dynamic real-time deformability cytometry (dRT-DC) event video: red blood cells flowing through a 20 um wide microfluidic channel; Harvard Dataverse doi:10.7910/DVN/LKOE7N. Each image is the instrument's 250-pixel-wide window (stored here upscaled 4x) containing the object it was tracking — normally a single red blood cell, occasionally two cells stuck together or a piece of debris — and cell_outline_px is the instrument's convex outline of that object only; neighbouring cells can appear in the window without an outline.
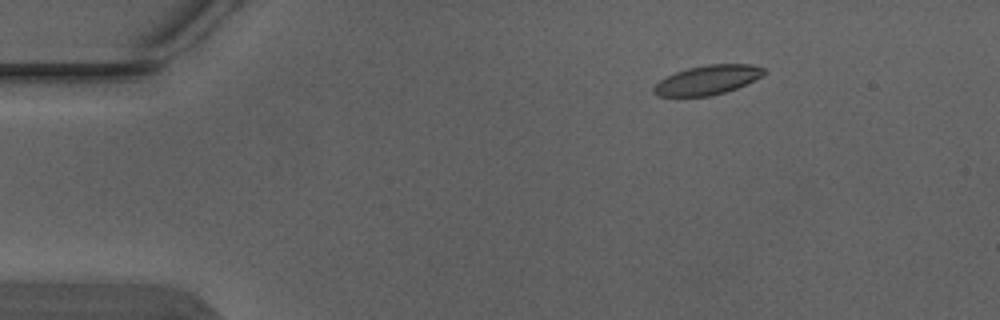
{"species": "Egyptian fruit bat (a non-hibernating species)", "species_latin": "Rousettus aegyptiacus", "temperature_condition": "warm", "stored_images_in_passage": 4, "camera_frame_rate_fps": 3000, "um_per_image_px": 0.085, "animal": {"sex": "male"}, "frame": {"image": 1, "passage_image": 2, "time_ms": 0.333, "image_size_px": [1000, 320], "cell_outline_px": [[768, 72], [736, 88], [724, 92], [708, 96], [656, 96], [652, 92], [652, 88], [660, 80], [676, 72], [688, 68], [708, 64], [752, 64], [764, 68]], "centroid_in_image_um": [60.11, 6.79], "position_along_channel_um": 24.9, "area_um2": 18.61}}
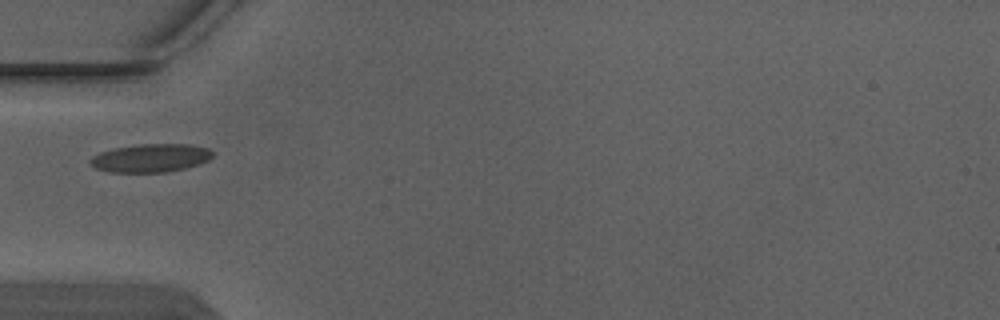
{"frame": {"image": 2, "passage_image": 4, "time_ms": 1.0, "image_size_px": [1000, 320], "cell_outline_px": [[212, 156], [208, 160], [200, 164], [184, 168], [164, 172], [108, 172], [96, 168], [88, 160], [92, 156], [100, 152], [112, 148], [140, 144], [188, 144], [208, 148], [212, 152]], "centroid_in_image_um": [12.78, 13.42], "position_along_channel_um": 72.2, "area_um2": 20.11}}